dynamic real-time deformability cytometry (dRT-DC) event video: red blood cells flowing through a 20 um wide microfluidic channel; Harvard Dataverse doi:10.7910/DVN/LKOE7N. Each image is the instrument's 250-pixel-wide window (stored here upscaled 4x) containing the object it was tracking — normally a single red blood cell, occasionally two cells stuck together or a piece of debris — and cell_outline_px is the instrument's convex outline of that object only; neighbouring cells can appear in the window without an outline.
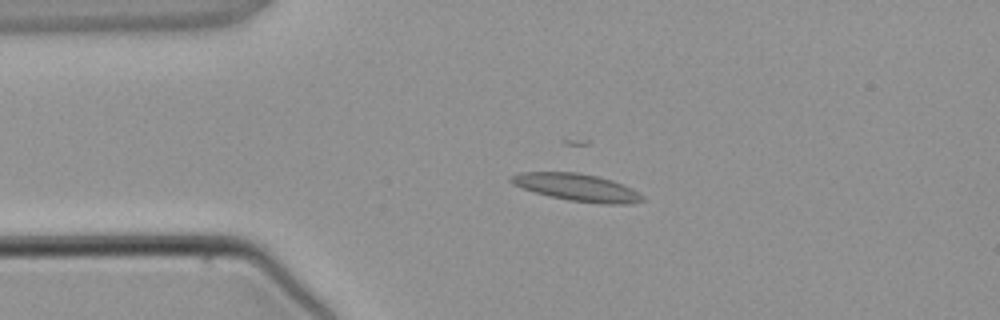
{"species": "common noctule bat (a hibernating species)", "species_latin": "Nyctalus noctula", "temperature_condition": "warm", "stored_images_in_passage": 3, "camera_frame_rate_fps": 3000, "um_per_image_px": 0.085, "animal": {"sex": "male", "body_mass_g": 21.5, "forearm_length_mm": 52.0}, "frame": {"image": 1, "passage_image": 1, "time_ms": 0.0, "image_size_px": [1000, 320], "cell_outline_px": [[644, 200], [628, 204], [604, 204], [568, 200], [548, 196], [512, 184], [508, 180], [512, 176], [520, 172], [576, 172], [596, 176], [612, 180], [632, 188], [644, 196]], "centroid_in_image_um": [49.06, 15.93], "position_along_channel_um": 35.9, "area_um2": 20.81}}
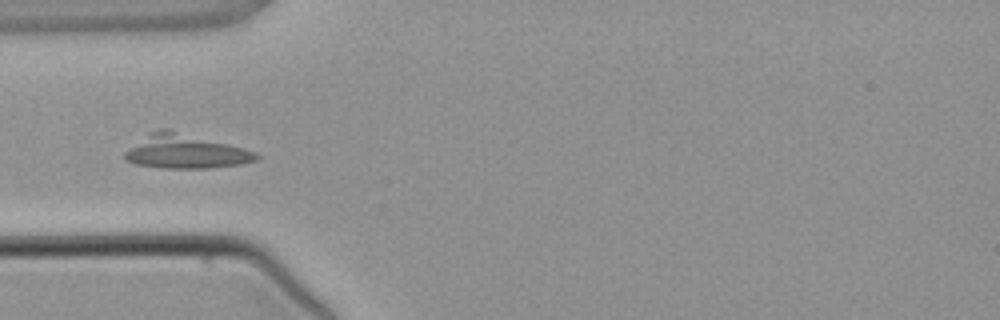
{"frame": {"image": 2, "passage_image": 2, "time_ms": 1.333, "image_size_px": [1000, 320], "cell_outline_px": [[260, 156], [256, 160], [240, 164], [208, 168], [164, 168], [136, 164], [124, 160], [124, 152], [148, 132], [156, 128], [168, 128], [256, 152]], "centroid_in_image_um": [15.7, 12.86], "position_along_channel_um": 69.3, "area_um2": 26.01}}
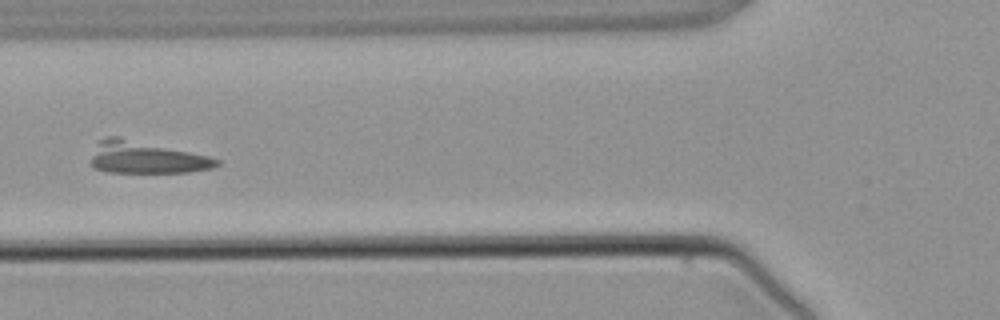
{"frame": {"image": 3, "passage_image": 3, "time_ms": 2.333, "image_size_px": [1000, 320], "cell_outline_px": [[220, 164], [212, 168], [188, 172], [108, 172], [96, 168], [88, 164], [100, 140], [108, 136], [120, 136], [208, 156], [220, 160]], "centroid_in_image_um": [12.4, 13.38], "position_along_channel_um": 113.4, "area_um2": 23.35}}